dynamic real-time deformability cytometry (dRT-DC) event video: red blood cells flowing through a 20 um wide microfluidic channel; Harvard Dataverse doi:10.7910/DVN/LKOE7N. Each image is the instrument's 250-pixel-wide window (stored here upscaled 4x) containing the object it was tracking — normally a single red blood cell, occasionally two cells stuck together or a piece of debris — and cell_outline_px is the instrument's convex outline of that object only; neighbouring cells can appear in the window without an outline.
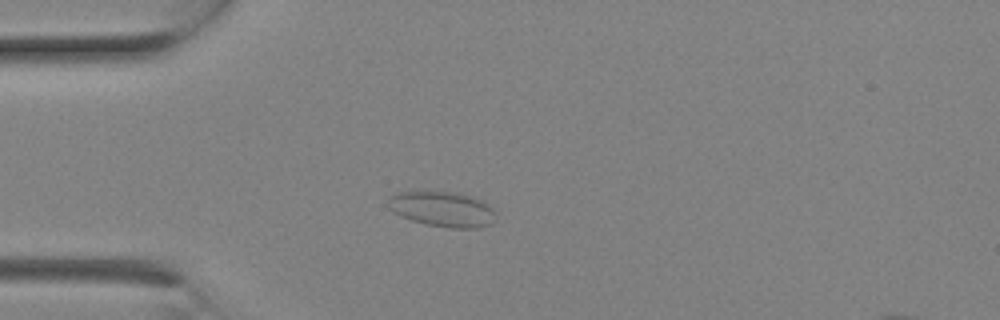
{"species": "Egyptian fruit bat (a non-hibernating species)", "species_latin": "Rousettus aegyptiacus", "temperature_condition": "room temperature", "stored_images_in_passage": 2, "camera_frame_rate_fps": 3000, "um_per_image_px": 0.085, "animal": {"sex": "female"}, "frame": {"image": 1, "passage_image": 2, "time_ms": 0.333, "image_size_px": [1000, 320], "cell_outline_px": [[496, 220], [488, 224], [476, 228], [452, 228], [424, 224], [412, 220], [392, 212], [388, 208], [388, 196], [396, 192], [424, 188], [460, 192], [472, 196], [488, 204], [496, 212]], "centroid_in_image_um": [37.55, 17.71], "position_along_channel_um": 47.5, "area_um2": 23.18}}